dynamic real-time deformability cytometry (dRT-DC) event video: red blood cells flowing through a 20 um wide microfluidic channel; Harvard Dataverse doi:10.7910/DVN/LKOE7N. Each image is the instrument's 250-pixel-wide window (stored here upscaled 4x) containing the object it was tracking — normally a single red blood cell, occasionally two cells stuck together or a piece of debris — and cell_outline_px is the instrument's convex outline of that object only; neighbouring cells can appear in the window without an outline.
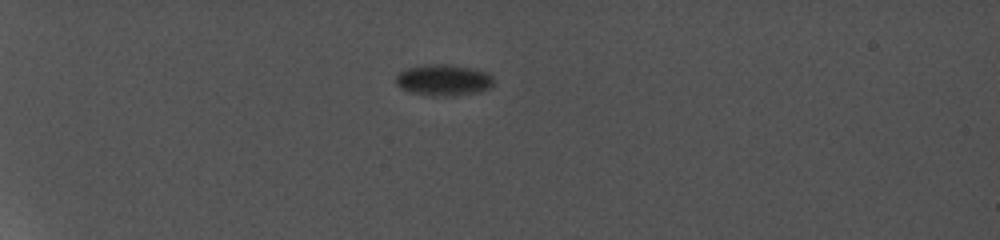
{"species": "common noctule bat (a hibernating species)", "species_latin": "Nyctalus noctula", "temperature_condition": "cold", "stored_images_in_passage": 15, "camera_frame_rate_fps": 5000, "um_per_image_px": 0.085, "animal": {"sex": "female", "body_mass_g": 19.0, "forearm_length_mm": 56.7}, "frame": {"image": 1, "passage_image": 7, "time_ms": 5.4, "image_size_px": [1000, 240], "cell_outline_px": [[496, 84], [492, 88], [480, 92], [452, 96], [436, 96], [412, 92], [400, 88], [396, 84], [396, 76], [404, 68], [424, 64], [448, 64], [472, 68], [488, 72], [496, 80]], "centroid_in_image_um": [37.76, 6.8], "position_along_channel_um": 47.2, "area_um2": 18.26}}
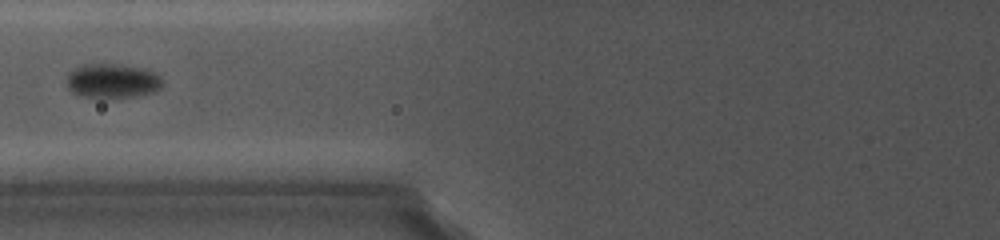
{"frame": {"image": 2, "passage_image": 11, "time_ms": 9.0, "image_size_px": [1000, 240], "cell_outline_px": [[160, 84], [156, 88], [144, 92], [124, 96], [88, 96], [76, 92], [68, 88], [68, 72], [80, 64], [120, 64], [144, 68], [152, 72], [160, 80]], "centroid_in_image_um": [9.44, 6.8], "position_along_channel_um": 116.4, "area_um2": 17.92}}